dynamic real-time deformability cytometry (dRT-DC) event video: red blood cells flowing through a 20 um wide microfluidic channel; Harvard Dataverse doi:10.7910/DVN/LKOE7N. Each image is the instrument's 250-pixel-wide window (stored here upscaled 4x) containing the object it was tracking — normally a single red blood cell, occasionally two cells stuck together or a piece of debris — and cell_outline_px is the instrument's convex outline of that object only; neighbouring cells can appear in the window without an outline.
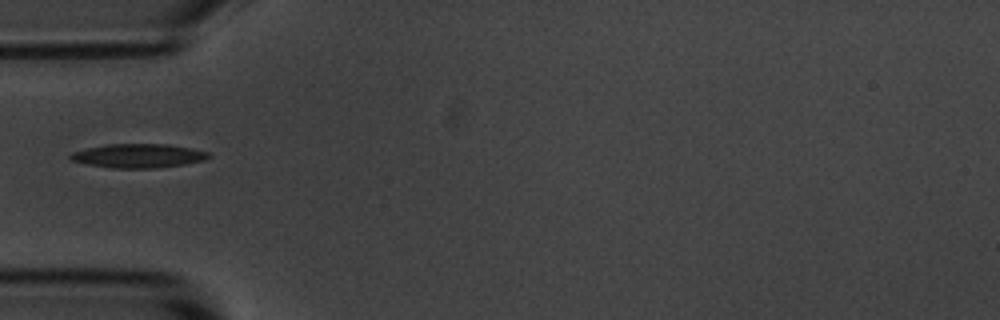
{"species": "common noctule bat (a hibernating species)", "species_latin": "Nyctalus noctula", "temperature_condition": "room temperature", "stored_images_in_passage": 5, "camera_frame_rate_fps": 3000, "um_per_image_px": 0.085, "animal": {"sex": "male", "body_mass_g": 20.1, "forearm_length_mm": 53.5}, "frame": {"image": 1, "passage_image": 5, "time_ms": 4.667, "image_size_px": [1000, 320], "cell_outline_px": [[212, 156], [204, 160], [184, 164], [156, 168], [112, 168], [88, 164], [72, 160], [68, 156], [72, 152], [88, 148], [108, 144], [168, 144], [208, 152]], "centroid_in_image_um": [11.76, 13.24], "position_along_channel_um": 73.2, "area_um2": 19.07}}